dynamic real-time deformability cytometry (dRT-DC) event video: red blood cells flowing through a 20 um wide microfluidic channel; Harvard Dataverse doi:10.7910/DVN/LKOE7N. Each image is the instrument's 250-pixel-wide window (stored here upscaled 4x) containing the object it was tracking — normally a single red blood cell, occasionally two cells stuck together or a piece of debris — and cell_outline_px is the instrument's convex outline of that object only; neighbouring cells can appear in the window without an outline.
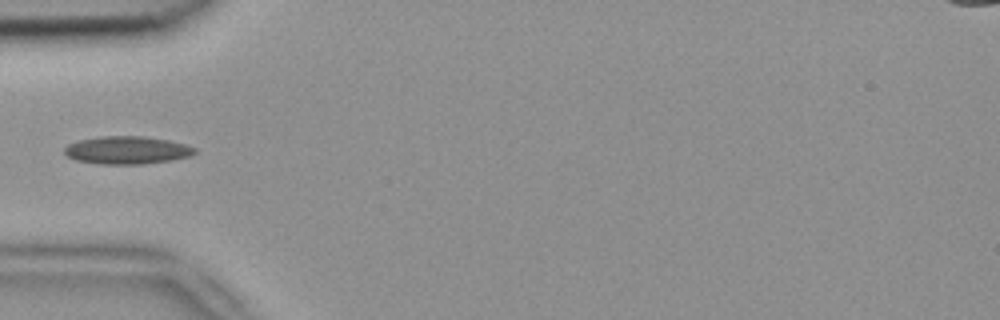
{"species": "common noctule bat (a hibernating species)", "species_latin": "Nyctalus noctula", "temperature_condition": "room temperature", "stored_images_in_passage": 36, "camera_frame_rate_fps": 3000, "um_per_image_px": 0.085, "animal": {"sex": "female", "body_mass_g": 18.4}, "frame": {"image": 1, "passage_image": 1, "time_ms": 0.0, "image_size_px": [1000, 320], "cell_outline_px": [[196, 152], [192, 156], [172, 160], [144, 164], [100, 164], [76, 160], [68, 156], [64, 152], [64, 148], [68, 144], [80, 140], [100, 136], [144, 136], [168, 140], [184, 144], [196, 148]], "centroid_in_image_um": [10.82, 12.76], "position_along_channel_um": 74.2, "area_um2": 21.15}}
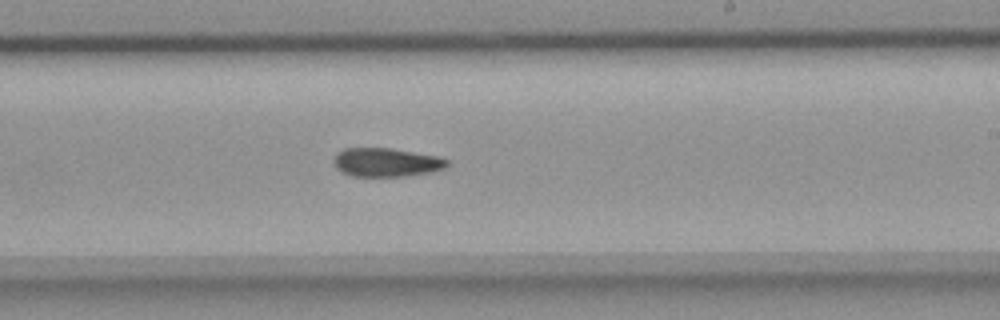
{"frame": {"image": 2, "passage_image": 15, "time_ms": 4.667, "image_size_px": [1000, 320], "cell_outline_px": [[448, 164], [444, 168], [432, 172], [404, 176], [352, 176], [336, 168], [332, 160], [336, 152], [344, 148], [392, 148], [440, 156], [448, 160]], "centroid_in_image_um": [32.83, 13.78], "position_along_channel_um": 256.2, "area_um2": 19.13}}
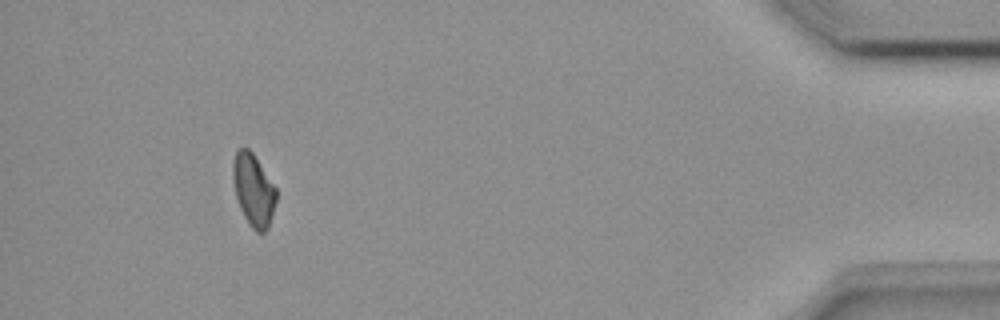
{"frame": {"image": 3, "passage_image": 32, "time_ms": 10.333, "image_size_px": [1000, 320], "cell_outline_px": [[276, 200], [268, 228], [264, 232], [256, 232], [252, 228], [244, 216], [240, 208], [236, 196], [232, 176], [232, 164], [236, 152], [240, 148], [248, 148], [252, 152], [276, 188]], "centroid_in_image_um": [21.53, 16.15], "position_along_channel_um": 413.7, "area_um2": 17.98}}